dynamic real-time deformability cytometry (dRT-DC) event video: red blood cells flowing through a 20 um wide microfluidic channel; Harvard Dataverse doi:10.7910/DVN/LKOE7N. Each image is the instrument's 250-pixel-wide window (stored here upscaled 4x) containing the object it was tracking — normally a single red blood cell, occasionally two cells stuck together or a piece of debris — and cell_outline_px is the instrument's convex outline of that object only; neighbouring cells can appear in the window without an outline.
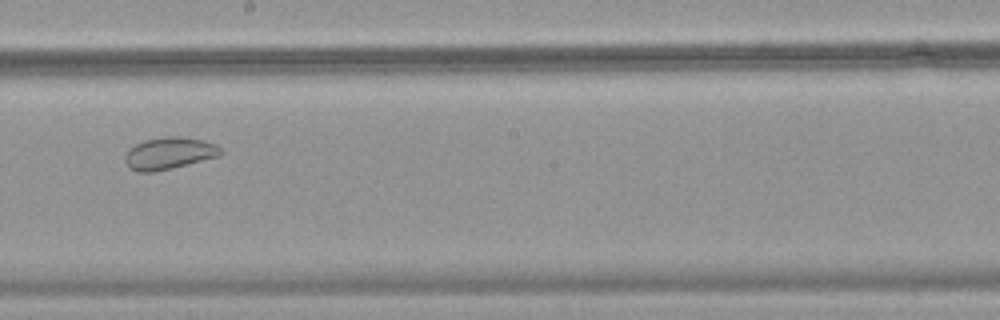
{"species": "common noctule bat (a hibernating species)", "species_latin": "Nyctalus noctula", "temperature_condition": "warm", "stored_images_in_passage": 47, "camera_frame_rate_fps": 3000, "um_per_image_px": 0.085, "animal": {"sex": "female", "body_mass_g": 18.4}, "frame": {"image": 1, "passage_image": 27, "time_ms": 8.667, "image_size_px": [1000, 320], "cell_outline_px": [[224, 152], [220, 156], [172, 168], [152, 172], [136, 172], [128, 168], [124, 160], [124, 156], [128, 148], [144, 140], [168, 136], [176, 136], [200, 140], [216, 144]], "centroid_in_image_um": [14.34, 13.04], "position_along_channel_um": 233.9, "area_um2": 17.92}}